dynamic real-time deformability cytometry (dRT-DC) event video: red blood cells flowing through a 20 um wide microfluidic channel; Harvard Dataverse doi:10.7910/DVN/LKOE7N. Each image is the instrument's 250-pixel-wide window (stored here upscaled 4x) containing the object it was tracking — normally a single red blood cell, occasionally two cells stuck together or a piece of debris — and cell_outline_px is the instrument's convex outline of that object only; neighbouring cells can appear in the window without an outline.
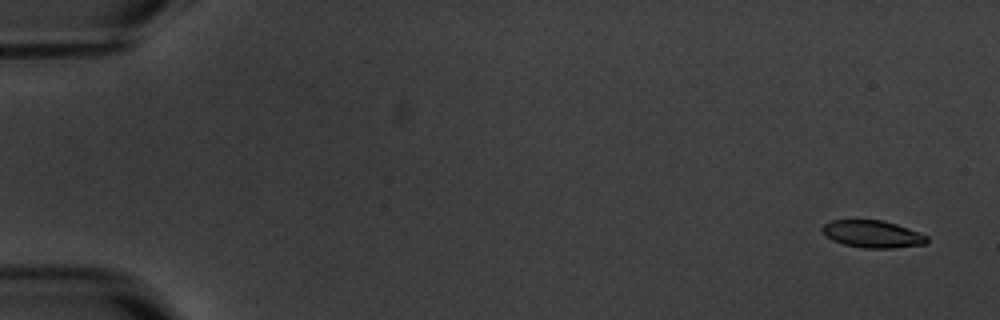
{"species": "common noctule bat (a hibernating species)", "species_latin": "Nyctalus noctula", "temperature_condition": "warm", "stored_images_in_passage": 3, "camera_frame_rate_fps": 3000, "um_per_image_px": 0.085, "animal": {"sex": "male", "body_mass_g": 20.1, "forearm_length_mm": 53.5}, "frame": {"image": 1, "passage_image": 1, "time_ms": 0.0, "image_size_px": [1000, 320], "cell_outline_px": [[928, 244], [892, 248], [864, 248], [844, 244], [832, 240], [820, 228], [824, 224], [832, 220], [884, 220], [896, 224], [928, 236]], "centroid_in_image_um": [74.18, 19.9], "position_along_channel_um": 10.8, "area_um2": 16.53}}
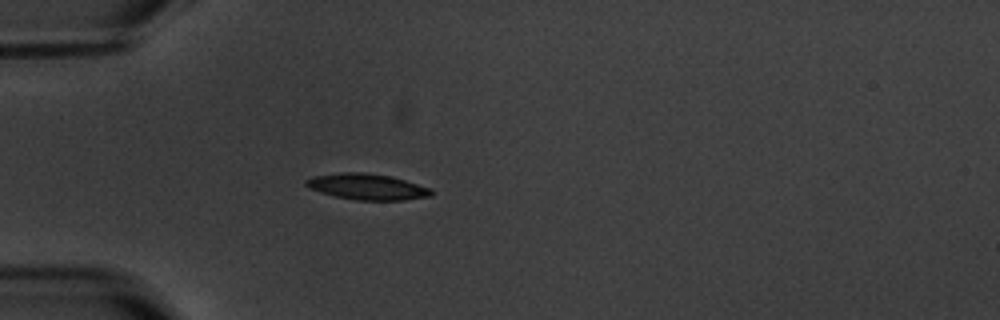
{"frame": {"image": 2, "passage_image": 2, "time_ms": 5.0, "image_size_px": [1000, 320], "cell_outline_px": [[436, 192], [432, 196], [404, 200], [356, 200], [336, 196], [320, 192], [308, 188], [304, 184], [304, 180], [312, 176], [340, 172], [364, 172], [388, 176], [404, 180], [432, 188]], "centroid_in_image_um": [31.21, 15.87], "position_along_channel_um": 53.8, "area_um2": 19.13}}